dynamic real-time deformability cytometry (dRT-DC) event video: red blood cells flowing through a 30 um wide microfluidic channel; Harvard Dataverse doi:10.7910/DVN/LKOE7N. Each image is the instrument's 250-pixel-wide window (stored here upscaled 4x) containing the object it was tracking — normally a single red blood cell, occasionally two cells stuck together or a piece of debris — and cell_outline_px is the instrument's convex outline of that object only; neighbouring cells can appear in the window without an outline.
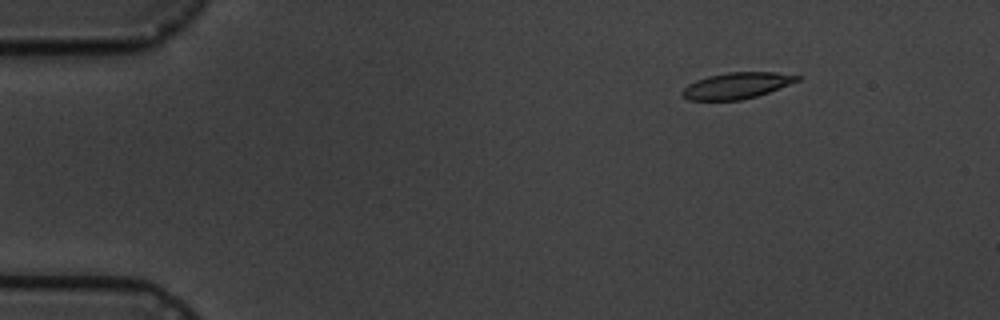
{"species": "common noctule bat (a hibernating species)", "species_latin": "Nyctalus noctula", "temperature_condition": "cold", "stored_images_in_passage": 6, "camera_frame_rate_fps": 3000, "um_per_image_px": 0.085, "animal": {"sex": "male", "body_mass_g": 19.5, "forearm_length_mm": 54.6}, "frame": {"image": 1, "passage_image": 2, "time_ms": 2.0, "image_size_px": [1000, 320], "cell_outline_px": [[800, 80], [768, 92], [756, 96], [740, 100], [688, 100], [680, 92], [688, 84], [696, 80], [708, 76], [728, 72], [776, 72], [800, 76]], "centroid_in_image_um": [62.6, 7.27], "position_along_channel_um": 22.4, "area_um2": 17.4}}
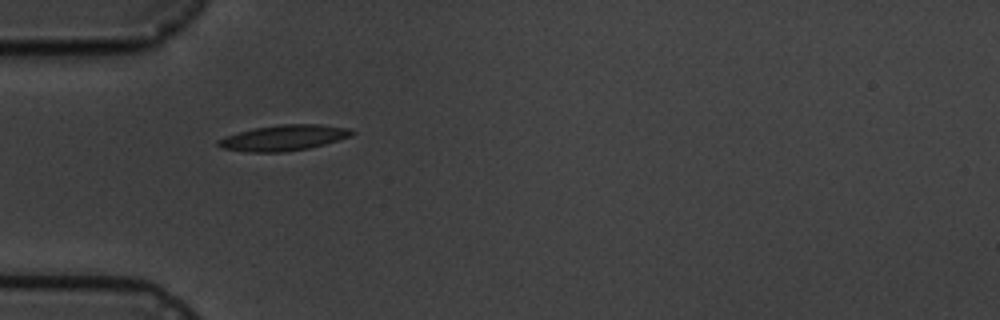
{"frame": {"image": 2, "passage_image": 5, "time_ms": 5.333, "image_size_px": [1000, 320], "cell_outline_px": [[356, 132], [352, 136], [324, 144], [308, 148], [284, 152], [248, 152], [224, 148], [216, 144], [216, 140], [224, 136], [252, 128], [280, 124], [316, 124], [348, 128]], "centroid_in_image_um": [24.09, 11.71], "position_along_channel_um": 60.9, "area_um2": 20.0}}
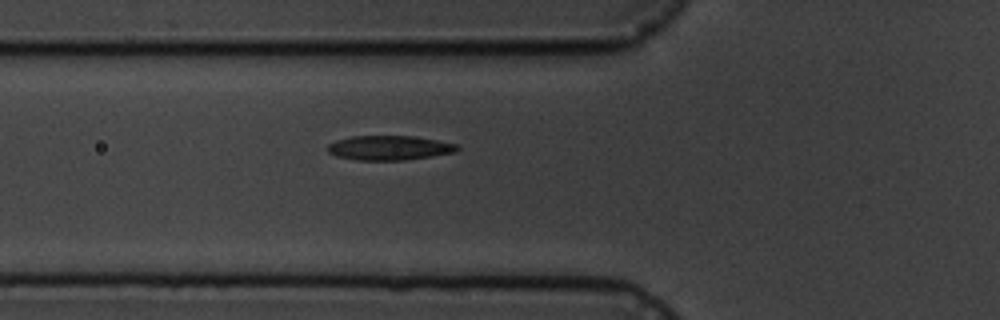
{"frame": {"image": 3, "passage_image": 6, "time_ms": 6.333, "image_size_px": [1000, 320], "cell_outline_px": [[460, 148], [456, 152], [432, 156], [404, 160], [356, 160], [336, 156], [328, 152], [324, 148], [328, 144], [336, 140], [352, 136], [412, 136], [436, 140], [456, 144]], "centroid_in_image_um": [33.04, 12.57], "position_along_channel_um": 92.8, "area_um2": 18.55}}